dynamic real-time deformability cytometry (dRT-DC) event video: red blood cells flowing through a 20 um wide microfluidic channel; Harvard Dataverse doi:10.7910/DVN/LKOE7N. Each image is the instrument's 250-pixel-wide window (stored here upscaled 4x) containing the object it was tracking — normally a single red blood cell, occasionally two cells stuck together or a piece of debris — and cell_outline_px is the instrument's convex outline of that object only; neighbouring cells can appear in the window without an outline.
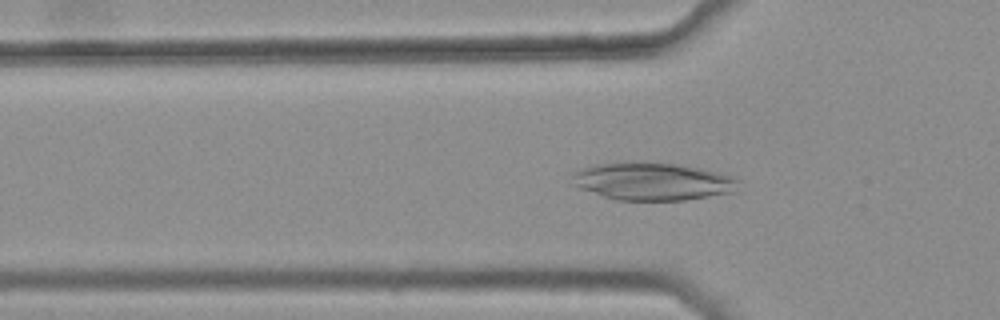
{"species": "common noctule bat (a hibernating species)", "species_latin": "Nyctalus noctula", "temperature_condition": "warm", "stored_images_in_passage": 38, "camera_frame_rate_fps": 3000, "um_per_image_px": 0.085, "animal": {"sex": "female", "body_mass_g": 25.1}, "frame": {"image": 1, "passage_image": 11, "time_ms": 3.333, "image_size_px": [1000, 320], "cell_outline_px": [[740, 180], [736, 192], [684, 200], [616, 200], [580, 188], [572, 184], [572, 172], [580, 168], [596, 164], [624, 160], [644, 160], [676, 164], [700, 168], [720, 172], [732, 176]], "centroid_in_image_um": [55.45, 15.38], "position_along_channel_um": 70.3, "area_um2": 37.4}}
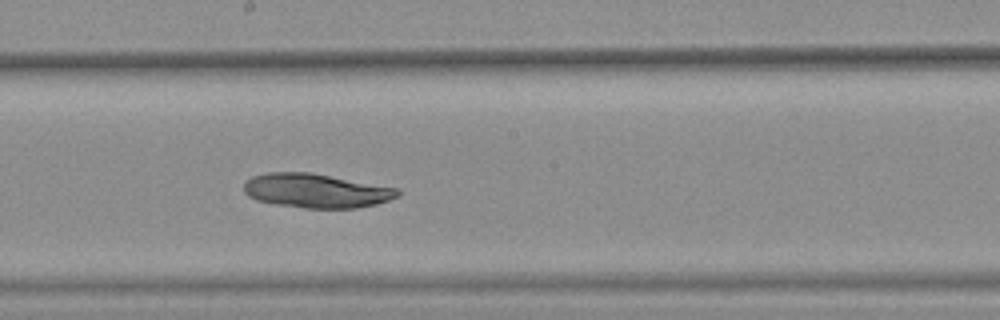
{"frame": {"image": 2, "passage_image": 23, "time_ms": 7.333, "image_size_px": [1000, 320], "cell_outline_px": [[400, 196], [376, 204], [356, 208], [304, 208], [276, 204], [256, 200], [248, 196], [244, 192], [244, 184], [252, 176], [268, 172], [312, 172], [400, 188]], "centroid_in_image_um": [26.9, 16.2], "position_along_channel_um": 221.3, "area_um2": 30.87}}
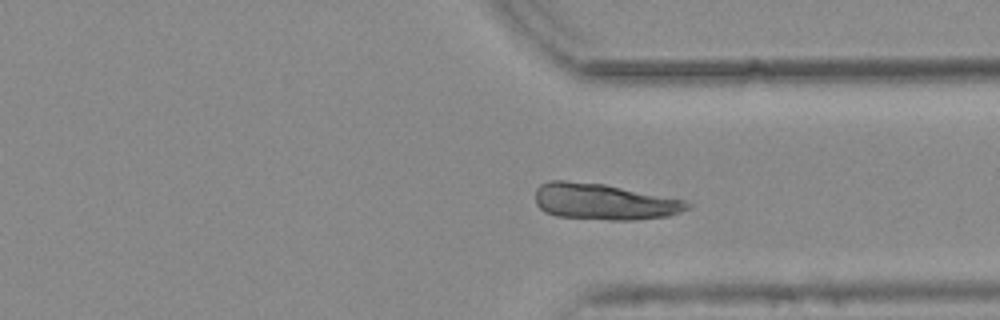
{"frame": {"image": 3, "passage_image": 34, "time_ms": 11.0, "image_size_px": [1000, 320], "cell_outline_px": [[692, 204], [688, 208], [680, 212], [668, 216], [636, 220], [612, 220], [556, 216], [544, 212], [536, 204], [536, 188], [540, 184], [548, 180], [564, 180], [604, 184], [684, 200]], "centroid_in_image_um": [51.3, 17.14], "position_along_channel_um": 360.1, "area_um2": 32.02}}